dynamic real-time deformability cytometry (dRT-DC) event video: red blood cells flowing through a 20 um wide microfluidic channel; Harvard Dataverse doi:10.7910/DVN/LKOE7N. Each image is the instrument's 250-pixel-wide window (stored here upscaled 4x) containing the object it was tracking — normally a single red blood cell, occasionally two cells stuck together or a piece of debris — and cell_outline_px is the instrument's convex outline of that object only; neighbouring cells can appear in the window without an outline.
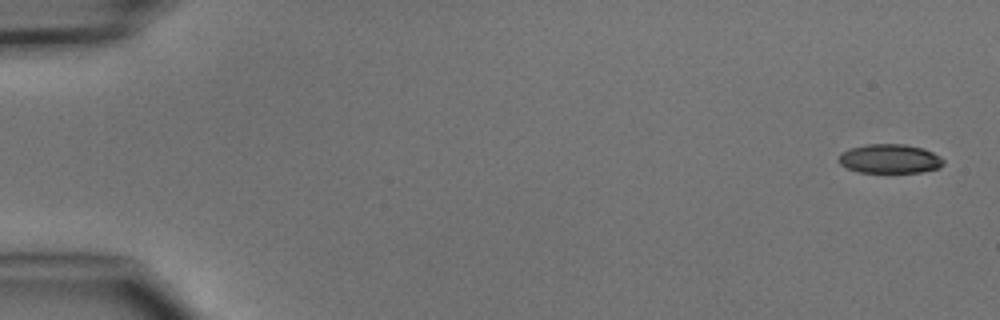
{"species": "common noctule bat (a hibernating species)", "species_latin": "Nyctalus noctula", "temperature_condition": "cold", "stored_images_in_passage": 5, "camera_frame_rate_fps": 3000, "um_per_image_px": 0.085, "animal": {"sex": "male", "body_mass_g": 15.6}, "frame": {"image": 1, "passage_image": 1, "time_ms": 0.0, "image_size_px": [1000, 320], "cell_outline_px": [[944, 164], [940, 168], [920, 172], [860, 172], [848, 168], [840, 164], [836, 160], [840, 152], [848, 148], [868, 144], [904, 144], [924, 148], [940, 156], [944, 160]], "centroid_in_image_um": [75.61, 13.48], "position_along_channel_um": 9.4, "area_um2": 17.98}}